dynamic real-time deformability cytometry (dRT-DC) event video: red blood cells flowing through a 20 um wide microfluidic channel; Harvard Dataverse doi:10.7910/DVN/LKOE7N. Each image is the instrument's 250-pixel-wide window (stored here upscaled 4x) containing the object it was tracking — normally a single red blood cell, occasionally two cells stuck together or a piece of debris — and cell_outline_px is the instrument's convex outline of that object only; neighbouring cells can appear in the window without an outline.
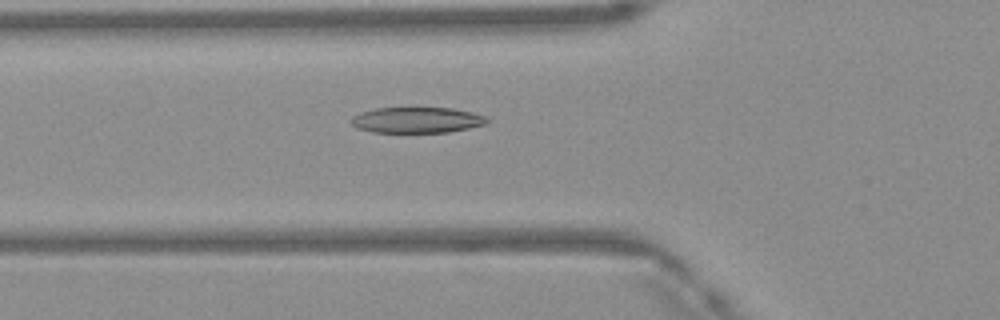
{"species": "Egyptian fruit bat (a non-hibernating species)", "species_latin": "Rousettus aegyptiacus", "temperature_condition": "warm", "stored_images_in_passage": 31, "camera_frame_rate_fps": 3000, "um_per_image_px": 0.085, "frame": {"image": 1, "passage_image": 2, "time_ms": 0.333, "image_size_px": [1000, 320], "cell_outline_px": [[492, 120], [484, 124], [468, 128], [448, 132], [372, 132], [356, 128], [348, 120], [352, 116], [360, 112], [376, 108], [452, 108], [472, 112], [484, 116]], "centroid_in_image_um": [35.4, 10.2], "position_along_channel_um": 90.4, "area_um2": 20.46}}
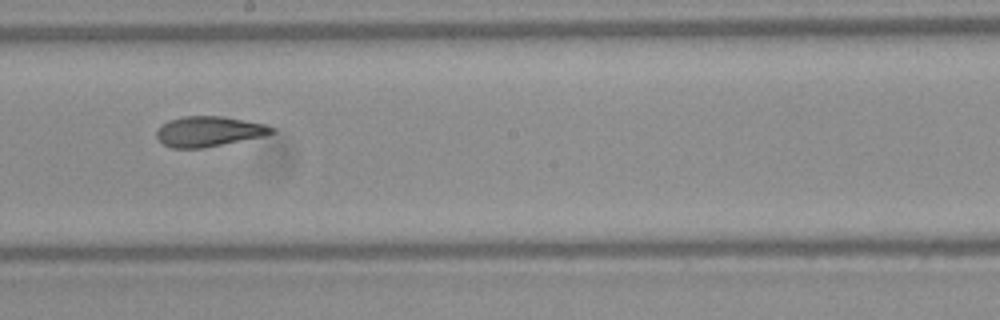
{"frame": {"image": 2, "passage_image": 12, "time_ms": 3.667, "image_size_px": [1000, 320], "cell_outline_px": [[276, 132], [260, 136], [204, 148], [172, 148], [164, 144], [156, 136], [156, 132], [168, 120], [184, 116], [224, 116], [264, 124], [272, 128]], "centroid_in_image_um": [17.72, 11.16], "position_along_channel_um": 230.5, "area_um2": 19.88}}
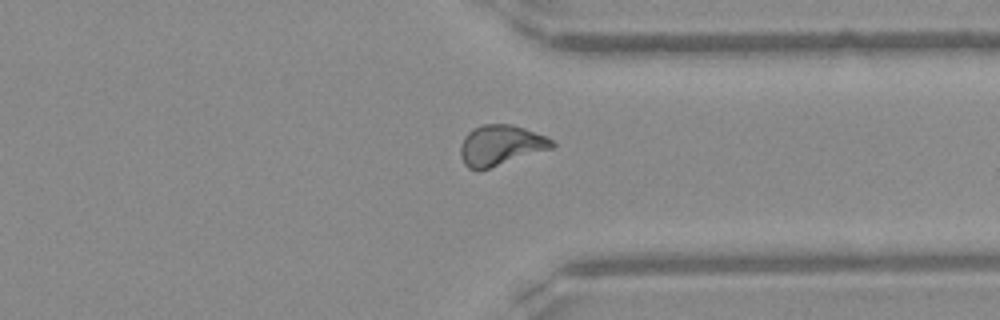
{"frame": {"image": 3, "passage_image": 22, "time_ms": 7.0, "image_size_px": [1000, 320], "cell_outline_px": [[556, 144], [552, 148], [488, 168], [468, 168], [464, 164], [460, 156], [460, 148], [464, 136], [472, 128], [484, 124], [512, 124], [524, 128], [544, 136], [552, 140]], "centroid_in_image_um": [42.52, 12.32], "position_along_channel_um": 368.9, "area_um2": 21.15}}